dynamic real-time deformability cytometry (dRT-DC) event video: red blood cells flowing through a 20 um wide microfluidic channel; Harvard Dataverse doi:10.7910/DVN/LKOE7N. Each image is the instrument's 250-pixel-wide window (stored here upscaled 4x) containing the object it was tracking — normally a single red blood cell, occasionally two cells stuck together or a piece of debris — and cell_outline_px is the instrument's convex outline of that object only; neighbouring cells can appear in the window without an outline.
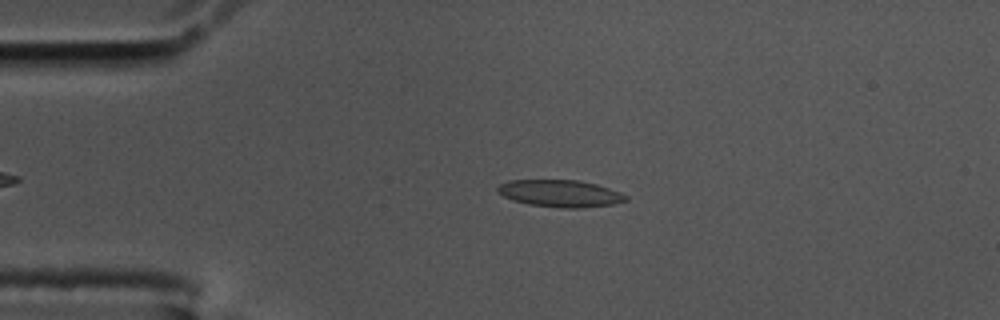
{"species": "common noctule bat (a hibernating species)", "species_latin": "Nyctalus noctula", "temperature_condition": "cold", "stored_images_in_passage": 51, "camera_frame_rate_fps": 3000, "um_per_image_px": 0.085, "animal": {"sex": "male", "body_mass_g": 17.5, "forearm_length_mm": 52.3}, "frame": {"image": 1, "passage_image": 12, "time_ms": 3.667, "image_size_px": [1000, 320], "cell_outline_px": [[628, 200], [616, 204], [584, 208], [564, 208], [528, 204], [512, 200], [504, 196], [496, 188], [500, 184], [508, 180], [580, 180], [596, 184], [620, 192], [628, 196]], "centroid_in_image_um": [47.66, 16.44], "position_along_channel_um": 37.3, "area_um2": 20.29}}
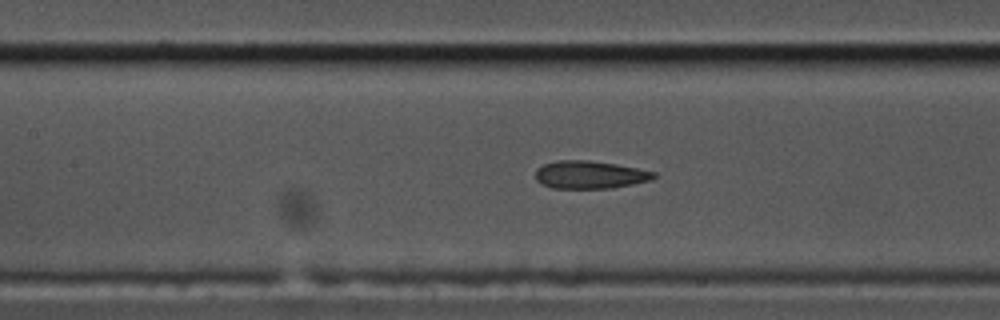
{"frame": {"image": 2, "passage_image": 25, "time_ms": 8.0, "image_size_px": [1000, 320], "cell_outline_px": [[656, 176], [652, 180], [612, 188], [552, 188], [540, 184], [536, 180], [536, 168], [544, 164], [560, 160], [588, 160], [616, 164], [656, 172]], "centroid_in_image_um": [50.12, 14.85], "position_along_channel_um": 157.3, "area_um2": 19.19}}
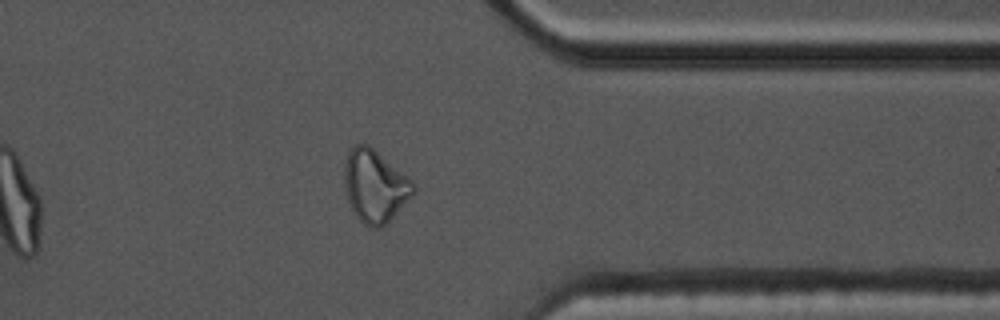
{"frame": {"image": 3, "passage_image": 45, "time_ms": 14.667, "image_size_px": [1000, 320], "cell_outline_px": [[416, 192], [380, 228], [368, 228], [352, 212], [344, 188], [344, 164], [348, 152], [356, 144], [368, 144], [412, 180], [416, 188]], "centroid_in_image_um": [31.84, 15.82], "position_along_channel_um": 379.6, "area_um2": 28.96}, "authors_computed_cell_mechanics": {"area_um2": 19.941, "velocity_mm_per_s": 3.4563, "shape_relaxation_time_tau1_ms": null, "shape_relaxation_time_tau2_ms": 2.3593, "deformation_change_tau1": null, "deformation_change_tau2": 0.0944}}